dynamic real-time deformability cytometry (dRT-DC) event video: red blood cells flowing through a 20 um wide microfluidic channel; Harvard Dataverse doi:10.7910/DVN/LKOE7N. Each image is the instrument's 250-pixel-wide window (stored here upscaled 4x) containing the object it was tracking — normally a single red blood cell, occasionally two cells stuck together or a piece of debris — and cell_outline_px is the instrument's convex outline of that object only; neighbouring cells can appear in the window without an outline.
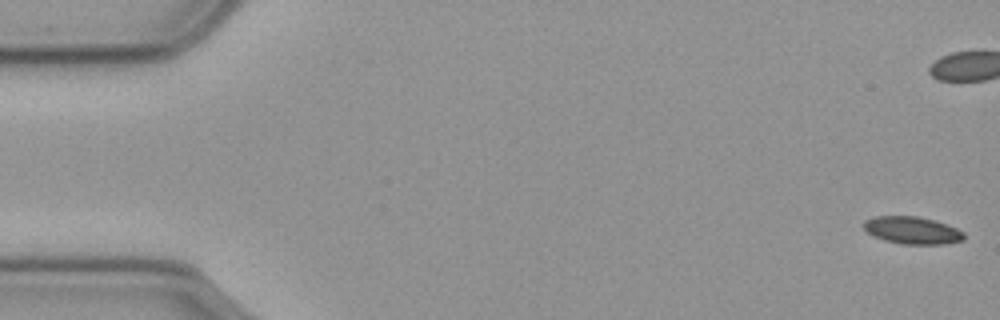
{"species": "common noctule bat (a hibernating species)", "species_latin": "Nyctalus noctula", "temperature_condition": "cold", "stored_images_in_passage": 58, "camera_frame_rate_fps": 3000, "um_per_image_px": 0.085, "animal": {"sex": "male", "body_mass_g": 23.1, "forearm_length_mm": 52.7}, "frame": {"image": 1, "passage_image": 1, "time_ms": 0.0, "image_size_px": [1000, 320], "cell_outline_px": [[964, 240], [944, 244], [900, 244], [884, 240], [868, 232], [864, 228], [864, 220], [876, 216], [916, 216], [932, 220], [956, 228], [964, 232]], "centroid_in_image_um": [77.54, 19.58], "position_along_channel_um": 7.5, "area_um2": 15.78}}
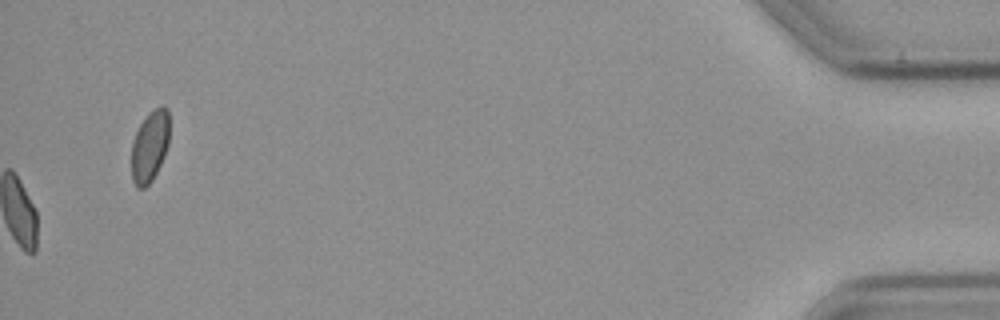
{"frame": {"image": 2, "passage_image": 58, "time_ms": 19.0, "image_size_px": [1000, 320], "cell_outline_px": [[168, 144], [164, 156], [152, 180], [144, 188], [136, 188], [132, 180], [132, 140], [140, 124], [160, 104], [164, 104], [168, 108]], "centroid_in_image_um": [12.73, 12.44], "position_along_channel_um": 422.5, "area_um2": 15.55}, "authors_computed_cell_mechanics": {"area_um2": 16.2129, "velocity_mm_per_s": 3.5768, "shape_relaxation_time_tau1_ms": 6.1179, "shape_relaxation_time_tau2_ms": 6.6482, "deformation_change_tau1": 0.1189, "deformation_change_tau2": 0.0941}}